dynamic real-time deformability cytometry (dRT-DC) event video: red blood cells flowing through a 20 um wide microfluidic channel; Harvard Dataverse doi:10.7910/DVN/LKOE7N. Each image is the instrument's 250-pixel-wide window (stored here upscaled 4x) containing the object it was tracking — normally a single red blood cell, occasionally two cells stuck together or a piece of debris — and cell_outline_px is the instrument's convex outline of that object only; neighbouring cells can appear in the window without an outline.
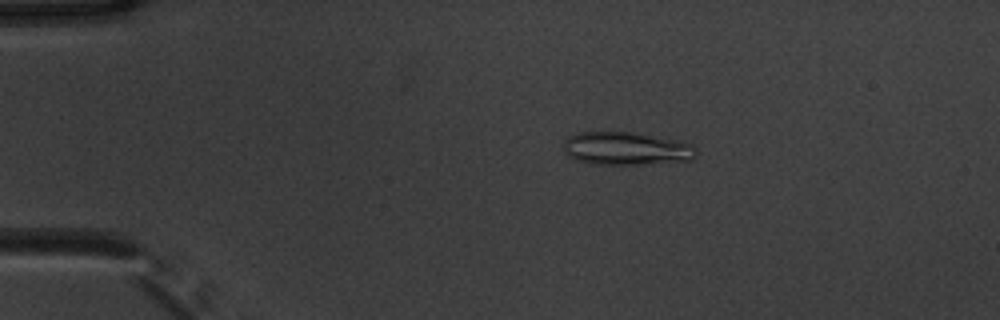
{"species": "common noctule bat (a hibernating species)", "species_latin": "Nyctalus noctula", "temperature_condition": "warm", "stored_images_in_passage": 50, "camera_frame_rate_fps": 3000, "um_per_image_px": 0.085, "animal": {"sex": "male", "body_mass_g": 20.1, "forearm_length_mm": 53.5}, "frame": {"image": 1, "passage_image": 8, "time_ms": 2.333, "image_size_px": [1000, 320], "cell_outline_px": [[696, 156], [692, 160], [644, 164], [588, 164], [576, 160], [568, 156], [564, 152], [564, 140], [568, 136], [580, 132], [632, 132], [692, 144], [696, 152]], "centroid_in_image_um": [53.17, 12.64], "position_along_channel_um": 31.8, "area_um2": 25.43}}
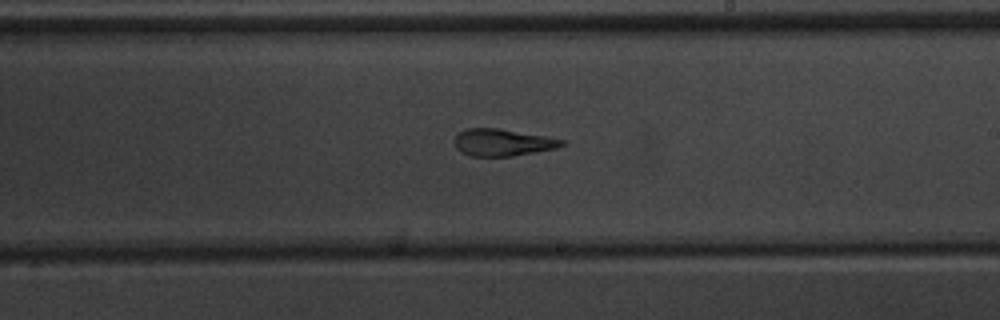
{"frame": {"image": 2, "passage_image": 29, "time_ms": 9.333, "image_size_px": [1000, 320], "cell_outline_px": [[568, 144], [556, 148], [536, 152], [512, 156], [468, 156], [460, 152], [456, 148], [456, 136], [460, 132], [468, 128], [496, 128], [548, 136], [564, 140]], "centroid_in_image_um": [42.76, 12.11], "position_along_channel_um": 246.2, "area_um2": 16.94}}
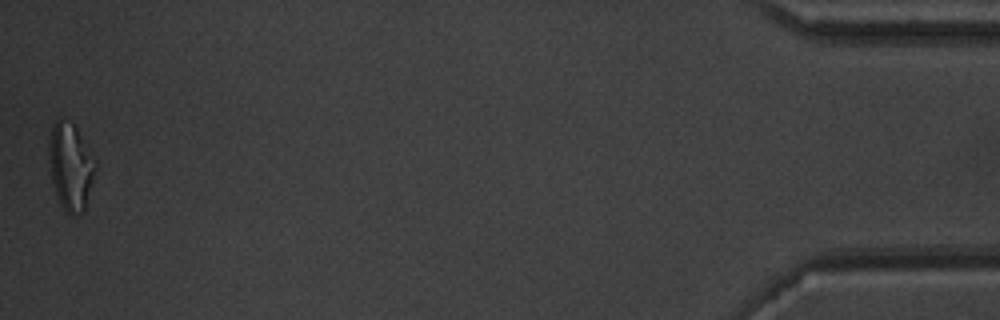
{"frame": {"image": 3, "passage_image": 50, "time_ms": 16.333, "image_size_px": [1000, 320], "cell_outline_px": [[96, 168], [84, 212], [76, 216], [72, 216], [64, 212], [60, 204], [52, 180], [48, 156], [48, 140], [52, 124], [60, 116], [72, 124], [76, 128], [96, 160]], "centroid_in_image_um": [5.98, 14.16], "position_along_channel_um": 429.2, "area_um2": 23.81}, "authors_computed_cell_mechanics": {"area_um2": 18.9873, "velocity_mm_per_s": 3.8616, "shape_relaxation_time_tau1_ms": null, "shape_relaxation_time_tau2_ms": 1.3486, "deformation_change_tau1": null, "deformation_change_tau2": 0.1031}}